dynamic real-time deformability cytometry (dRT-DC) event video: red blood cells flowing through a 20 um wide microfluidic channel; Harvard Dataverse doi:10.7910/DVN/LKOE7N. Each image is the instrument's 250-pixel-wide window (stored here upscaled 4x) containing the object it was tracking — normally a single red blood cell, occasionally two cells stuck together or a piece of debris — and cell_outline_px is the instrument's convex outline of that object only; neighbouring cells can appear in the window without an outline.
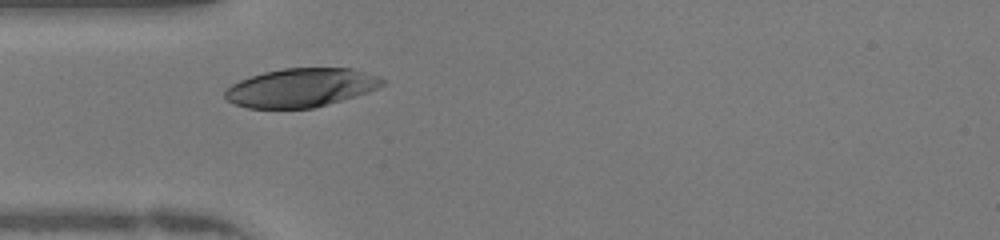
{"species": "human", "species_latin": "Homo sapiens", "temperature_condition": "warm", "stored_images_in_passage": 27, "camera_frame_rate_fps": 3000, "um_per_image_px": 0.085, "donor": {"sex": "female"}, "frame": {"image": 1, "passage_image": 6, "time_ms": 1.667, "image_size_px": [1000, 240], "cell_outline_px": [[384, 84], [376, 88], [340, 100], [312, 108], [248, 108], [236, 104], [228, 100], [224, 96], [224, 92], [232, 84], [240, 80], [264, 72], [284, 68], [352, 68], [376, 76], [384, 80]], "centroid_in_image_um": [25.53, 7.44], "position_along_channel_um": 59.5, "area_um2": 34.8}}
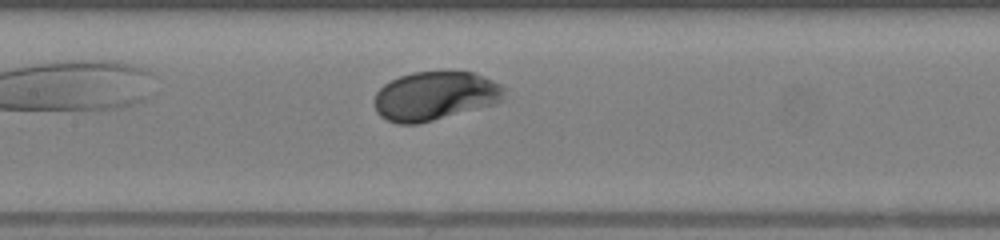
{"frame": {"image": 2, "passage_image": 14, "time_ms": 4.333, "image_size_px": [1000, 240], "cell_outline_px": [[508, 88], [504, 100], [496, 104], [416, 124], [396, 124], [380, 116], [376, 112], [376, 92], [384, 84], [400, 76], [412, 72], [472, 72], [484, 76]], "centroid_in_image_um": [37.03, 8.15], "position_along_channel_um": 170.4, "area_um2": 36.99}}
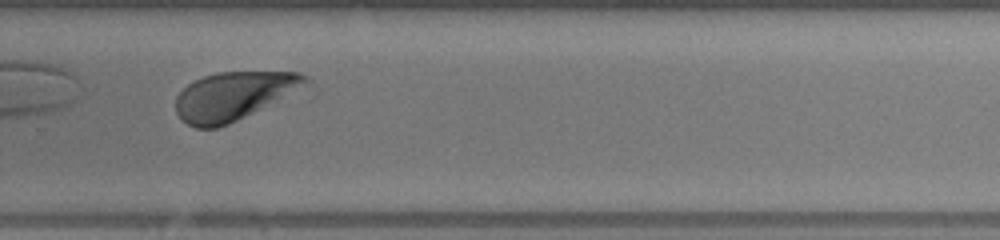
{"frame": {"image": 3, "passage_image": 24, "time_ms": 7.667, "image_size_px": [1000, 240], "cell_outline_px": [[312, 80], [260, 108], [228, 124], [216, 128], [196, 128], [180, 120], [176, 112], [176, 96], [188, 84], [204, 76], [220, 72], [300, 72], [308, 76]], "centroid_in_image_um": [19.77, 8.15], "position_along_channel_um": 310.0, "area_um2": 35.49}}